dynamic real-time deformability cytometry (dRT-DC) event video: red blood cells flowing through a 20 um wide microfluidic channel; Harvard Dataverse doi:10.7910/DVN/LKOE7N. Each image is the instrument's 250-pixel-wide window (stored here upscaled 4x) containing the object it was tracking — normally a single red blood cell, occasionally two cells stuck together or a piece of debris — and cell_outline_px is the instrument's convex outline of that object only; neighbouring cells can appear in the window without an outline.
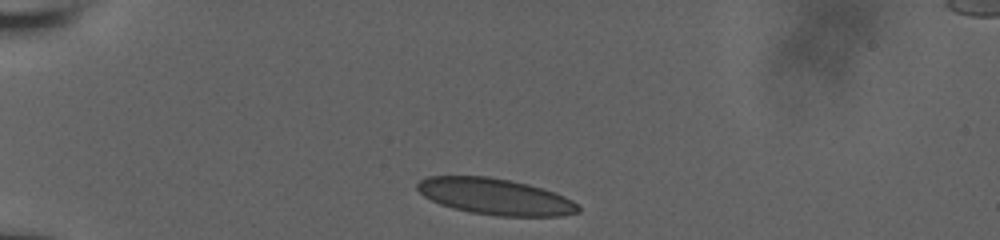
{"species": "human", "species_latin": "Homo sapiens", "temperature_condition": "room temperature", "stored_images_in_passage": 35, "camera_frame_rate_fps": 3000, "um_per_image_px": 0.085, "donor": {"sex": "male"}, "frame": {"image": 1, "passage_image": 1, "time_ms": 0.0, "image_size_px": [1000, 240], "cell_outline_px": [[580, 212], [560, 216], [500, 216], [472, 212], [452, 208], [440, 204], [424, 196], [416, 188], [416, 184], [420, 180], [428, 176], [488, 176], [528, 184], [564, 196], [572, 200], [580, 208]], "centroid_in_image_um": [42.07, 16.71], "position_along_channel_um": 42.9, "area_um2": 33.76}}
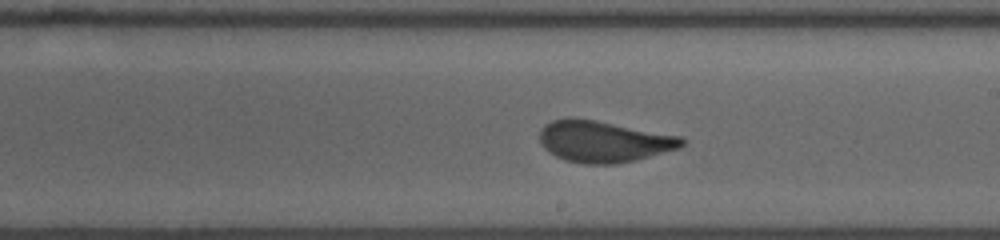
{"frame": {"image": 2, "passage_image": 20, "time_ms": 6.333, "image_size_px": [1000, 240], "cell_outline_px": [[688, 140], [680, 148], [636, 160], [616, 164], [584, 164], [564, 160], [548, 152], [544, 148], [540, 140], [540, 128], [544, 124], [552, 120], [572, 116], [596, 120], [680, 136]], "centroid_in_image_um": [51.29, 12.02], "position_along_channel_um": 237.7, "area_um2": 34.68}}
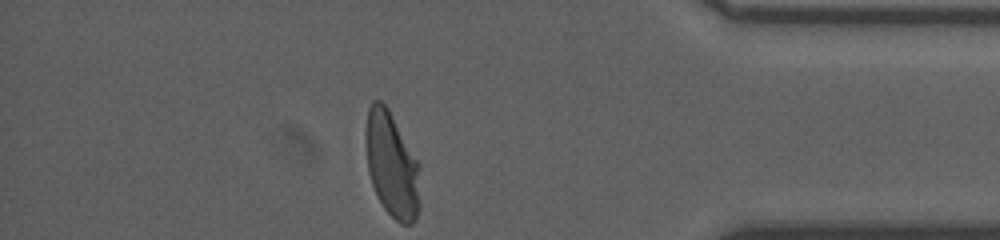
{"frame": {"image": 3, "passage_image": 35, "time_ms": 11.333, "image_size_px": [1000, 240], "cell_outline_px": [[420, 208], [412, 224], [400, 224], [384, 208], [372, 184], [368, 172], [364, 140], [364, 132], [368, 108], [372, 100], [380, 100], [388, 108], [416, 160], [420, 200]], "centroid_in_image_um": [33.25, 13.99], "position_along_channel_um": 401.9, "area_um2": 32.95}, "authors_computed_cell_mechanics": {"area_um2": 34.391, "velocity_mm_per_s": 3.8182, "shape_relaxation_time_tau1_ms": 7.6038, "shape_relaxation_time_tau2_ms": null, "deformation_change_tau1": 0.2, "deformation_change_tau2": null}}